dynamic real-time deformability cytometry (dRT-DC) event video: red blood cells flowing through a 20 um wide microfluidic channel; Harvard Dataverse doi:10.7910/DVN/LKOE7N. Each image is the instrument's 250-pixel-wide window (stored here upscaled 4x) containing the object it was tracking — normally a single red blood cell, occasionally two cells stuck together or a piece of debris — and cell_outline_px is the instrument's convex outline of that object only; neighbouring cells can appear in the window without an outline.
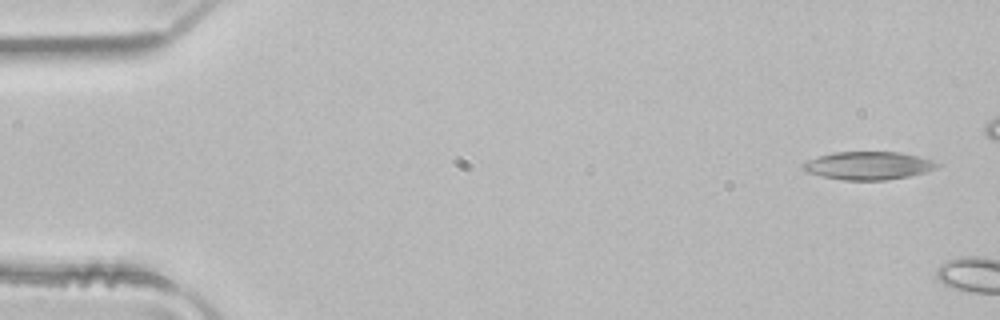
{"species": "common noctule bat (a hibernating species)", "species_latin": "Nyctalus noctula", "temperature_condition": "room temperature", "stored_images_in_passage": 2, "camera_frame_rate_fps": 3000, "um_per_image_px": 0.085, "animal": {"sex": "male", "body_mass_g": 21.5, "forearm_length_mm": 52.0}, "frame": {"image": 1, "passage_image": 1, "time_ms": 0.0, "image_size_px": [1000, 320], "cell_outline_px": [[944, 164], [936, 168], [924, 172], [908, 176], [884, 180], [844, 180], [820, 176], [804, 172], [804, 164], [820, 156], [832, 152], [900, 152], [920, 156]], "centroid_in_image_um": [73.86, 14.07], "position_along_channel_um": 11.1, "area_um2": 21.79}}